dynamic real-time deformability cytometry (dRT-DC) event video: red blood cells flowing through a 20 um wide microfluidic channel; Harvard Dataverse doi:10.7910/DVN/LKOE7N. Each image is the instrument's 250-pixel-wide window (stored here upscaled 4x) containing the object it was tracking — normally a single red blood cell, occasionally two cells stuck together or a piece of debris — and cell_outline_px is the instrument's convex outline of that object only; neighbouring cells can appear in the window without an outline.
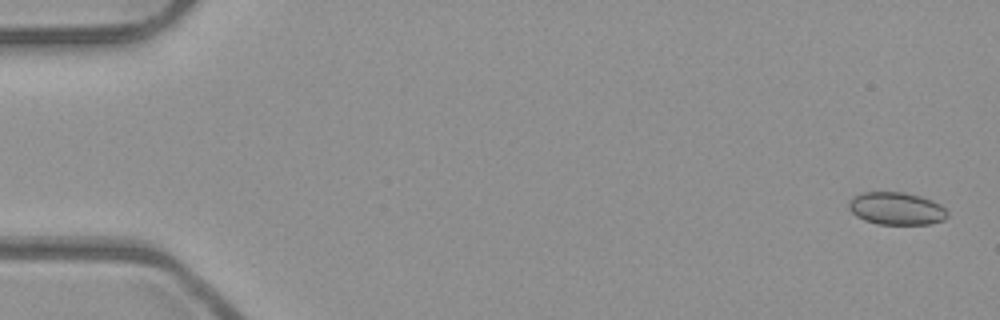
{"species": "common noctule bat (a hibernating species)", "species_latin": "Nyctalus noctula", "temperature_condition": "room temperature", "stored_images_in_passage": 5, "camera_frame_rate_fps": 3000, "um_per_image_px": 0.085, "animal": {"sex": "male", "body_mass_g": 23.1, "forearm_length_mm": 52.7}, "frame": {"image": 1, "passage_image": 1, "time_ms": 0.0, "image_size_px": [1000, 320], "cell_outline_px": [[948, 216], [944, 220], [932, 224], [876, 224], [864, 220], [856, 216], [848, 208], [848, 200], [852, 196], [860, 192], [904, 192], [920, 196], [932, 200], [940, 204], [948, 212]], "centroid_in_image_um": [76.17, 17.72], "position_along_channel_um": 8.8, "area_um2": 19.02}}
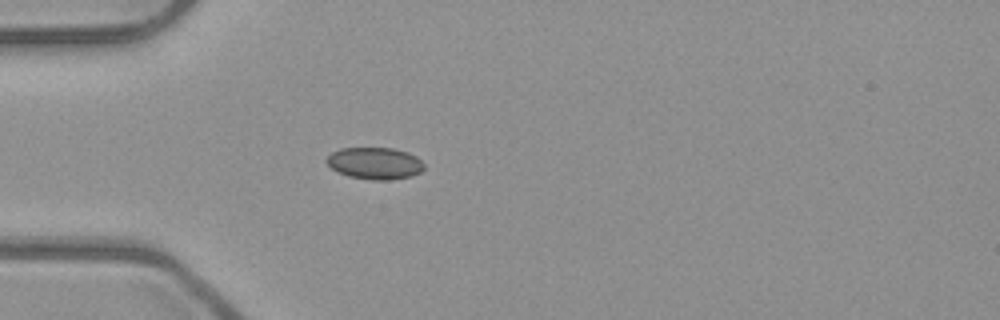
{"frame": {"image": 2, "passage_image": 5, "time_ms": 1.333, "image_size_px": [1000, 320], "cell_outline_px": [[424, 168], [420, 172], [412, 176], [388, 180], [372, 180], [348, 176], [336, 172], [324, 160], [332, 152], [340, 148], [392, 148], [408, 152], [416, 156], [424, 164]], "centroid_in_image_um": [31.85, 13.88], "position_along_channel_um": 53.2, "area_um2": 18.21}}